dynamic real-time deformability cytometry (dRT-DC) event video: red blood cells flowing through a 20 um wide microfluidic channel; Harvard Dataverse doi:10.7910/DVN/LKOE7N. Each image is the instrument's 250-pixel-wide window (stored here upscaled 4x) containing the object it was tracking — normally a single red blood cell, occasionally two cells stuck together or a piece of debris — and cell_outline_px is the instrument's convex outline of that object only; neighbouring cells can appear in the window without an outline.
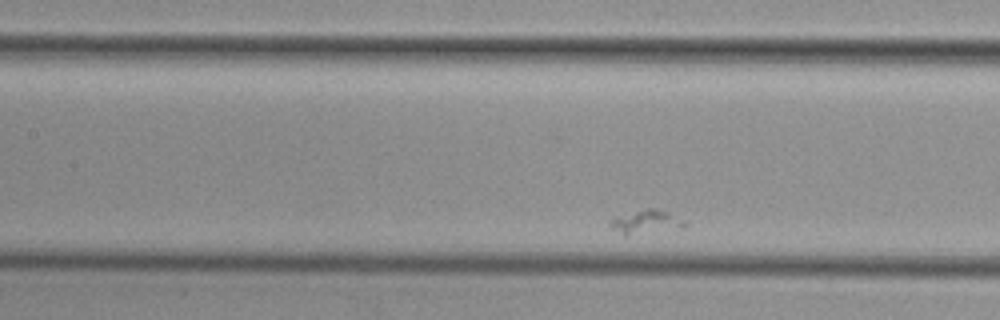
{"species": "common noctule bat (a hibernating species)", "species_latin": "Nyctalus noctula", "temperature_condition": "cold", "stored_images_in_passage": 18, "camera_frame_rate_fps": 3000, "um_per_image_px": 0.085, "animal": {"sex": "female", "body_mass_g": 29.2, "forearm_length_mm": 56.3}, "frame": {"image": 1, "passage_image": 9, "time_ms": 2.667, "image_size_px": [1000, 320], "cell_outline_px": [[688, 224], [684, 228], [624, 236], [612, 228], [608, 224], [616, 216], [648, 208], [656, 208], [668, 212]], "centroid_in_image_um": [54.91, 18.88], "position_along_channel_um": 152.5, "area_um2": 10.29}}